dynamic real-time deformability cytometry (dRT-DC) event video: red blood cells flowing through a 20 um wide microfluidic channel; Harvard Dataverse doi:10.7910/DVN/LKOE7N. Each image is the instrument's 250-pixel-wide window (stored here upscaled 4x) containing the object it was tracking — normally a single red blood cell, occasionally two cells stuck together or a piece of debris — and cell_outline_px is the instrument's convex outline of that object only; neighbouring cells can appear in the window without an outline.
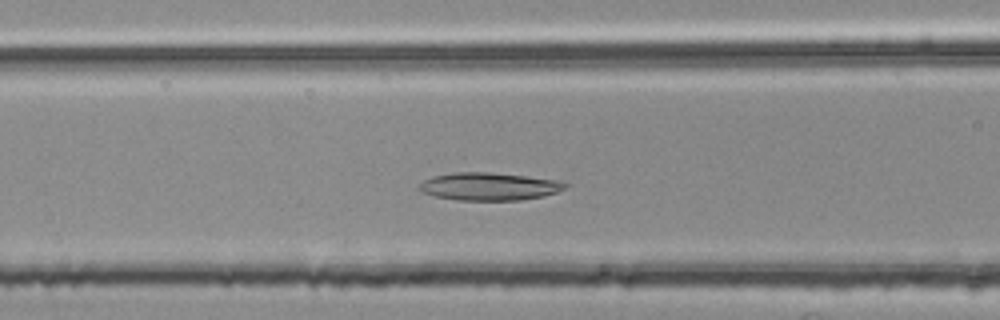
{"species": "common noctule bat (a hibernating species)", "species_latin": "Nyctalus noctula", "temperature_condition": "room temperature", "stored_images_in_passage": 46, "camera_frame_rate_fps": 3000, "um_per_image_px": 0.085, "animal": {"sex": "female", "body_mass_g": 25.1}, "frame": {"image": 1, "passage_image": 17, "time_ms": 5.333, "image_size_px": [1000, 320], "cell_outline_px": [[568, 188], [556, 192], [540, 196], [520, 200], [456, 200], [436, 196], [420, 192], [416, 188], [424, 180], [432, 176], [452, 172], [488, 172], [524, 176], [556, 180], [568, 184]], "centroid_in_image_um": [41.52, 15.84], "position_along_channel_um": 125.1, "area_um2": 23.52}}
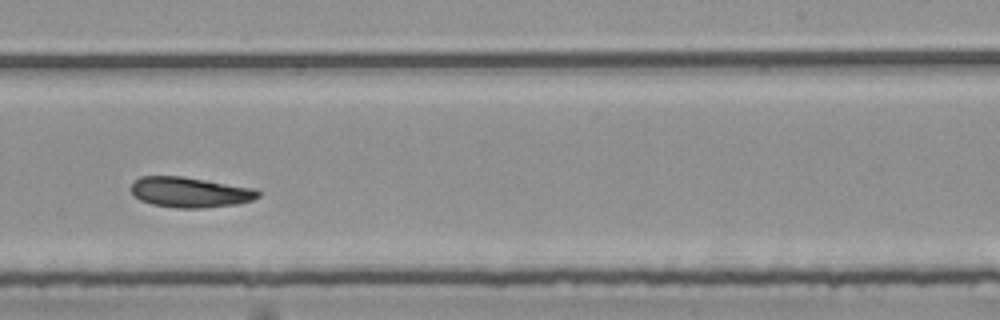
{"frame": {"image": 2, "passage_image": 29, "time_ms": 9.333, "image_size_px": [1000, 320], "cell_outline_px": [[260, 196], [252, 200], [236, 204], [204, 208], [176, 208], [152, 204], [140, 200], [132, 192], [132, 180], [140, 176], [180, 176], [256, 188], [260, 192]], "centroid_in_image_um": [16.15, 16.34], "position_along_channel_um": 272.8, "area_um2": 22.48}}
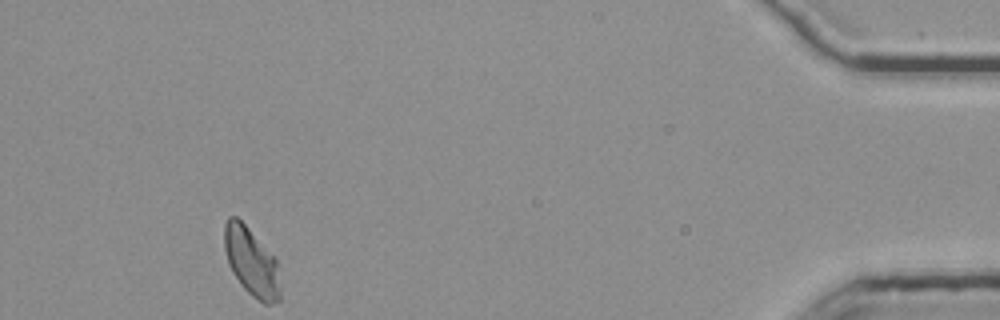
{"frame": {"image": 3, "passage_image": 46, "time_ms": 15.0, "image_size_px": [1000, 320], "cell_outline_px": [[280, 300], [272, 304], [264, 304], [252, 296], [240, 284], [232, 272], [228, 264], [224, 248], [224, 224], [228, 216], [236, 216], [248, 228], [276, 260], [280, 288]], "centroid_in_image_um": [21.34, 22.28], "position_along_channel_um": 413.9, "area_um2": 22.02}}